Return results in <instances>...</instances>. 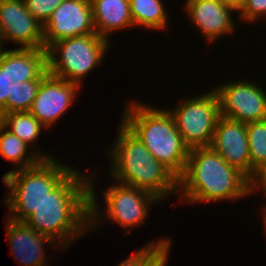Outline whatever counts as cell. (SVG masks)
Instances as JSON below:
<instances>
[{"label": "cell", "instance_id": "cell-1", "mask_svg": "<svg viewBox=\"0 0 266 266\" xmlns=\"http://www.w3.org/2000/svg\"><path fill=\"white\" fill-rule=\"evenodd\" d=\"M84 176L74 168L25 221L36 232L53 239V248L62 245L68 249L72 241L101 222L91 176Z\"/></svg>", "mask_w": 266, "mask_h": 266}, {"label": "cell", "instance_id": "cell-2", "mask_svg": "<svg viewBox=\"0 0 266 266\" xmlns=\"http://www.w3.org/2000/svg\"><path fill=\"white\" fill-rule=\"evenodd\" d=\"M178 191L189 204L240 200L250 195L251 180L211 147H195L189 149L185 171L178 179Z\"/></svg>", "mask_w": 266, "mask_h": 266}, {"label": "cell", "instance_id": "cell-3", "mask_svg": "<svg viewBox=\"0 0 266 266\" xmlns=\"http://www.w3.org/2000/svg\"><path fill=\"white\" fill-rule=\"evenodd\" d=\"M117 134L109 151L116 182L147 190L161 200L178 191V178L123 123Z\"/></svg>", "mask_w": 266, "mask_h": 266}, {"label": "cell", "instance_id": "cell-4", "mask_svg": "<svg viewBox=\"0 0 266 266\" xmlns=\"http://www.w3.org/2000/svg\"><path fill=\"white\" fill-rule=\"evenodd\" d=\"M123 115L122 123L179 179L187 165L189 148L171 113L134 102L125 106Z\"/></svg>", "mask_w": 266, "mask_h": 266}, {"label": "cell", "instance_id": "cell-5", "mask_svg": "<svg viewBox=\"0 0 266 266\" xmlns=\"http://www.w3.org/2000/svg\"><path fill=\"white\" fill-rule=\"evenodd\" d=\"M73 167L62 165L55 159H41L36 165L5 173L3 183L9 188L4 202L12 214L7 217L25 222L43 199L71 171Z\"/></svg>", "mask_w": 266, "mask_h": 266}, {"label": "cell", "instance_id": "cell-6", "mask_svg": "<svg viewBox=\"0 0 266 266\" xmlns=\"http://www.w3.org/2000/svg\"><path fill=\"white\" fill-rule=\"evenodd\" d=\"M107 48L109 39L97 33L59 40L46 48L47 71L80 86V80L101 65Z\"/></svg>", "mask_w": 266, "mask_h": 266}, {"label": "cell", "instance_id": "cell-7", "mask_svg": "<svg viewBox=\"0 0 266 266\" xmlns=\"http://www.w3.org/2000/svg\"><path fill=\"white\" fill-rule=\"evenodd\" d=\"M184 144L189 148L210 147L221 117L217 93L213 90L186 99L174 110H169Z\"/></svg>", "mask_w": 266, "mask_h": 266}, {"label": "cell", "instance_id": "cell-8", "mask_svg": "<svg viewBox=\"0 0 266 266\" xmlns=\"http://www.w3.org/2000/svg\"><path fill=\"white\" fill-rule=\"evenodd\" d=\"M221 116L243 124L266 120V91L251 81H233L213 88Z\"/></svg>", "mask_w": 266, "mask_h": 266}, {"label": "cell", "instance_id": "cell-9", "mask_svg": "<svg viewBox=\"0 0 266 266\" xmlns=\"http://www.w3.org/2000/svg\"><path fill=\"white\" fill-rule=\"evenodd\" d=\"M96 34L90 0H64L43 25L46 49L59 40Z\"/></svg>", "mask_w": 266, "mask_h": 266}, {"label": "cell", "instance_id": "cell-10", "mask_svg": "<svg viewBox=\"0 0 266 266\" xmlns=\"http://www.w3.org/2000/svg\"><path fill=\"white\" fill-rule=\"evenodd\" d=\"M103 195L107 204L105 216L107 214L110 220L130 230L144 223L151 203L161 201L147 190L122 183L104 190Z\"/></svg>", "mask_w": 266, "mask_h": 266}, {"label": "cell", "instance_id": "cell-11", "mask_svg": "<svg viewBox=\"0 0 266 266\" xmlns=\"http://www.w3.org/2000/svg\"><path fill=\"white\" fill-rule=\"evenodd\" d=\"M0 37L2 45L7 39L20 48H44L43 25L26 9L24 0H0Z\"/></svg>", "mask_w": 266, "mask_h": 266}, {"label": "cell", "instance_id": "cell-12", "mask_svg": "<svg viewBox=\"0 0 266 266\" xmlns=\"http://www.w3.org/2000/svg\"><path fill=\"white\" fill-rule=\"evenodd\" d=\"M81 86L48 74L40 83L37 95L29 112L45 128L52 127L54 122L70 108Z\"/></svg>", "mask_w": 266, "mask_h": 266}, {"label": "cell", "instance_id": "cell-13", "mask_svg": "<svg viewBox=\"0 0 266 266\" xmlns=\"http://www.w3.org/2000/svg\"><path fill=\"white\" fill-rule=\"evenodd\" d=\"M210 147L251 180V159L246 124L221 116Z\"/></svg>", "mask_w": 266, "mask_h": 266}, {"label": "cell", "instance_id": "cell-14", "mask_svg": "<svg viewBox=\"0 0 266 266\" xmlns=\"http://www.w3.org/2000/svg\"><path fill=\"white\" fill-rule=\"evenodd\" d=\"M185 10L209 42L234 31L231 13L237 10L219 0H186Z\"/></svg>", "mask_w": 266, "mask_h": 266}, {"label": "cell", "instance_id": "cell-15", "mask_svg": "<svg viewBox=\"0 0 266 266\" xmlns=\"http://www.w3.org/2000/svg\"><path fill=\"white\" fill-rule=\"evenodd\" d=\"M0 70L14 82L44 79L47 71V51L44 48H0Z\"/></svg>", "mask_w": 266, "mask_h": 266}, {"label": "cell", "instance_id": "cell-16", "mask_svg": "<svg viewBox=\"0 0 266 266\" xmlns=\"http://www.w3.org/2000/svg\"><path fill=\"white\" fill-rule=\"evenodd\" d=\"M6 230L14 259L23 266H45L44 244L54 245L50 237L36 232L25 222L6 217ZM45 260V261H44Z\"/></svg>", "mask_w": 266, "mask_h": 266}, {"label": "cell", "instance_id": "cell-17", "mask_svg": "<svg viewBox=\"0 0 266 266\" xmlns=\"http://www.w3.org/2000/svg\"><path fill=\"white\" fill-rule=\"evenodd\" d=\"M90 3L99 36L109 39L113 31L134 26L129 0H90Z\"/></svg>", "mask_w": 266, "mask_h": 266}, {"label": "cell", "instance_id": "cell-18", "mask_svg": "<svg viewBox=\"0 0 266 266\" xmlns=\"http://www.w3.org/2000/svg\"><path fill=\"white\" fill-rule=\"evenodd\" d=\"M28 145L12 134L0 123V154L8 161L19 164L13 170L24 169L36 165L41 159H52L45 153H27Z\"/></svg>", "mask_w": 266, "mask_h": 266}, {"label": "cell", "instance_id": "cell-19", "mask_svg": "<svg viewBox=\"0 0 266 266\" xmlns=\"http://www.w3.org/2000/svg\"><path fill=\"white\" fill-rule=\"evenodd\" d=\"M134 26L159 30L167 26V14L161 0H129Z\"/></svg>", "mask_w": 266, "mask_h": 266}, {"label": "cell", "instance_id": "cell-20", "mask_svg": "<svg viewBox=\"0 0 266 266\" xmlns=\"http://www.w3.org/2000/svg\"><path fill=\"white\" fill-rule=\"evenodd\" d=\"M0 123L27 145L36 143L41 129L45 127L29 111L4 114L0 117Z\"/></svg>", "mask_w": 266, "mask_h": 266}, {"label": "cell", "instance_id": "cell-21", "mask_svg": "<svg viewBox=\"0 0 266 266\" xmlns=\"http://www.w3.org/2000/svg\"><path fill=\"white\" fill-rule=\"evenodd\" d=\"M42 80L43 79H36L21 83H12L10 97L7 99L5 104V114L11 112L29 111Z\"/></svg>", "mask_w": 266, "mask_h": 266}, {"label": "cell", "instance_id": "cell-22", "mask_svg": "<svg viewBox=\"0 0 266 266\" xmlns=\"http://www.w3.org/2000/svg\"><path fill=\"white\" fill-rule=\"evenodd\" d=\"M251 159V179L266 164V120L246 124Z\"/></svg>", "mask_w": 266, "mask_h": 266}, {"label": "cell", "instance_id": "cell-23", "mask_svg": "<svg viewBox=\"0 0 266 266\" xmlns=\"http://www.w3.org/2000/svg\"><path fill=\"white\" fill-rule=\"evenodd\" d=\"M64 0H24L26 9L44 25Z\"/></svg>", "mask_w": 266, "mask_h": 266}, {"label": "cell", "instance_id": "cell-24", "mask_svg": "<svg viewBox=\"0 0 266 266\" xmlns=\"http://www.w3.org/2000/svg\"><path fill=\"white\" fill-rule=\"evenodd\" d=\"M169 242H171L169 238H162L157 242L153 241L133 253L118 266H142L162 245L168 244Z\"/></svg>", "mask_w": 266, "mask_h": 266}, {"label": "cell", "instance_id": "cell-25", "mask_svg": "<svg viewBox=\"0 0 266 266\" xmlns=\"http://www.w3.org/2000/svg\"><path fill=\"white\" fill-rule=\"evenodd\" d=\"M237 11L244 21L254 22L257 17L266 16V0H244Z\"/></svg>", "mask_w": 266, "mask_h": 266}, {"label": "cell", "instance_id": "cell-26", "mask_svg": "<svg viewBox=\"0 0 266 266\" xmlns=\"http://www.w3.org/2000/svg\"><path fill=\"white\" fill-rule=\"evenodd\" d=\"M13 80H10L4 70H0V117L5 114V104L10 97L11 84Z\"/></svg>", "mask_w": 266, "mask_h": 266}, {"label": "cell", "instance_id": "cell-27", "mask_svg": "<svg viewBox=\"0 0 266 266\" xmlns=\"http://www.w3.org/2000/svg\"><path fill=\"white\" fill-rule=\"evenodd\" d=\"M171 242L162 245L142 266H165L170 252Z\"/></svg>", "mask_w": 266, "mask_h": 266}, {"label": "cell", "instance_id": "cell-28", "mask_svg": "<svg viewBox=\"0 0 266 266\" xmlns=\"http://www.w3.org/2000/svg\"><path fill=\"white\" fill-rule=\"evenodd\" d=\"M257 188H262L266 195V164L259 168L251 179V193L255 192Z\"/></svg>", "mask_w": 266, "mask_h": 266}, {"label": "cell", "instance_id": "cell-29", "mask_svg": "<svg viewBox=\"0 0 266 266\" xmlns=\"http://www.w3.org/2000/svg\"><path fill=\"white\" fill-rule=\"evenodd\" d=\"M219 1L229 4L233 6L236 10H238L244 0H219Z\"/></svg>", "mask_w": 266, "mask_h": 266}, {"label": "cell", "instance_id": "cell-30", "mask_svg": "<svg viewBox=\"0 0 266 266\" xmlns=\"http://www.w3.org/2000/svg\"><path fill=\"white\" fill-rule=\"evenodd\" d=\"M264 210H263V220H264V225H265V231H266V206H265V208H263Z\"/></svg>", "mask_w": 266, "mask_h": 266}, {"label": "cell", "instance_id": "cell-31", "mask_svg": "<svg viewBox=\"0 0 266 266\" xmlns=\"http://www.w3.org/2000/svg\"><path fill=\"white\" fill-rule=\"evenodd\" d=\"M0 48H3L2 42H1V37H0Z\"/></svg>", "mask_w": 266, "mask_h": 266}]
</instances>
